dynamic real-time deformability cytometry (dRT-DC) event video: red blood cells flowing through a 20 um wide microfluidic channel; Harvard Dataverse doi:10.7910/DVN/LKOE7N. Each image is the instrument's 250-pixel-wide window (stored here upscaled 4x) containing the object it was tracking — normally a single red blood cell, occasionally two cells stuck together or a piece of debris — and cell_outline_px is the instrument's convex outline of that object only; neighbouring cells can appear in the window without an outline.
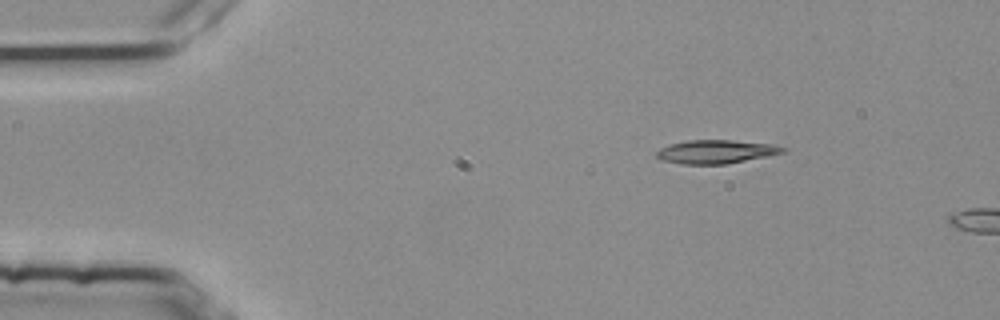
{"species": "common noctule bat (a hibernating species)", "species_latin": "Nyctalus noctula", "temperature_condition": "room temperature", "stored_images_in_passage": 2, "camera_frame_rate_fps": 3000, "um_per_image_px": 0.085, "animal": {"sex": "female", "body_mass_g": 25.1}, "frame": {"image": 1, "passage_image": 1, "time_ms": 0.0, "image_size_px": [1000, 320], "cell_outline_px": [[788, 148], [784, 152], [768, 156], [728, 164], [680, 164], [660, 160], [656, 156], [656, 152], [660, 148], [672, 144], [688, 140], [732, 140], [772, 144]], "centroid_in_image_um": [60.87, 12.9], "position_along_channel_um": 24.1, "area_um2": 17.4}}